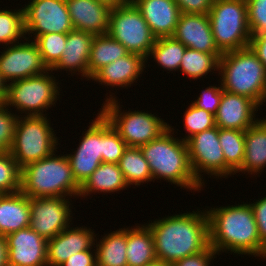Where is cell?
Here are the masks:
<instances>
[{
  "label": "cell",
  "instance_id": "cell-11",
  "mask_svg": "<svg viewBox=\"0 0 266 266\" xmlns=\"http://www.w3.org/2000/svg\"><path fill=\"white\" fill-rule=\"evenodd\" d=\"M186 143L192 171L204 187L206 182L204 174L216 180L225 178V158L219 143L217 126L195 134Z\"/></svg>",
  "mask_w": 266,
  "mask_h": 266
},
{
  "label": "cell",
  "instance_id": "cell-41",
  "mask_svg": "<svg viewBox=\"0 0 266 266\" xmlns=\"http://www.w3.org/2000/svg\"><path fill=\"white\" fill-rule=\"evenodd\" d=\"M218 85L211 84L209 87H205L206 89L201 90V93H199L197 99L191 102L196 107L204 109L205 111H208L215 115L221 102L223 90L221 83L219 84L218 82Z\"/></svg>",
  "mask_w": 266,
  "mask_h": 266
},
{
  "label": "cell",
  "instance_id": "cell-24",
  "mask_svg": "<svg viewBox=\"0 0 266 266\" xmlns=\"http://www.w3.org/2000/svg\"><path fill=\"white\" fill-rule=\"evenodd\" d=\"M266 168V119L260 117L245 130V155L242 166L235 172L257 177ZM260 174V175H259Z\"/></svg>",
  "mask_w": 266,
  "mask_h": 266
},
{
  "label": "cell",
  "instance_id": "cell-18",
  "mask_svg": "<svg viewBox=\"0 0 266 266\" xmlns=\"http://www.w3.org/2000/svg\"><path fill=\"white\" fill-rule=\"evenodd\" d=\"M71 226L47 240V266H60L71 255L89 250L95 245L94 229L83 225Z\"/></svg>",
  "mask_w": 266,
  "mask_h": 266
},
{
  "label": "cell",
  "instance_id": "cell-20",
  "mask_svg": "<svg viewBox=\"0 0 266 266\" xmlns=\"http://www.w3.org/2000/svg\"><path fill=\"white\" fill-rule=\"evenodd\" d=\"M146 58L141 55L128 53L127 55L118 58L116 61L109 63L101 68L91 79L96 84L112 87V91L117 89L133 86L137 83L144 72ZM109 86V87H108Z\"/></svg>",
  "mask_w": 266,
  "mask_h": 266
},
{
  "label": "cell",
  "instance_id": "cell-39",
  "mask_svg": "<svg viewBox=\"0 0 266 266\" xmlns=\"http://www.w3.org/2000/svg\"><path fill=\"white\" fill-rule=\"evenodd\" d=\"M251 36L266 34V0H245Z\"/></svg>",
  "mask_w": 266,
  "mask_h": 266
},
{
  "label": "cell",
  "instance_id": "cell-3",
  "mask_svg": "<svg viewBox=\"0 0 266 266\" xmlns=\"http://www.w3.org/2000/svg\"><path fill=\"white\" fill-rule=\"evenodd\" d=\"M171 125L158 138L140 147L149 163L153 182L163 179L181 189L191 190V193L192 190L193 193L200 192L205 187L192 171L187 143L175 137L178 133Z\"/></svg>",
  "mask_w": 266,
  "mask_h": 266
},
{
  "label": "cell",
  "instance_id": "cell-9",
  "mask_svg": "<svg viewBox=\"0 0 266 266\" xmlns=\"http://www.w3.org/2000/svg\"><path fill=\"white\" fill-rule=\"evenodd\" d=\"M208 16L215 44L222 54L249 46L245 0H214Z\"/></svg>",
  "mask_w": 266,
  "mask_h": 266
},
{
  "label": "cell",
  "instance_id": "cell-16",
  "mask_svg": "<svg viewBox=\"0 0 266 266\" xmlns=\"http://www.w3.org/2000/svg\"><path fill=\"white\" fill-rule=\"evenodd\" d=\"M7 266H47V240L30 227L6 237Z\"/></svg>",
  "mask_w": 266,
  "mask_h": 266
},
{
  "label": "cell",
  "instance_id": "cell-29",
  "mask_svg": "<svg viewBox=\"0 0 266 266\" xmlns=\"http://www.w3.org/2000/svg\"><path fill=\"white\" fill-rule=\"evenodd\" d=\"M128 50L108 34L94 36L88 62V80L101 68L127 55Z\"/></svg>",
  "mask_w": 266,
  "mask_h": 266
},
{
  "label": "cell",
  "instance_id": "cell-31",
  "mask_svg": "<svg viewBox=\"0 0 266 266\" xmlns=\"http://www.w3.org/2000/svg\"><path fill=\"white\" fill-rule=\"evenodd\" d=\"M180 41L176 40L173 36L156 38L154 46L150 50L146 63L153 58L157 66L163 68L167 73H176L179 71V67L186 51ZM149 58V59H148Z\"/></svg>",
  "mask_w": 266,
  "mask_h": 266
},
{
  "label": "cell",
  "instance_id": "cell-14",
  "mask_svg": "<svg viewBox=\"0 0 266 266\" xmlns=\"http://www.w3.org/2000/svg\"><path fill=\"white\" fill-rule=\"evenodd\" d=\"M72 202L64 197L30 198V228L46 240L54 238L73 225Z\"/></svg>",
  "mask_w": 266,
  "mask_h": 266
},
{
  "label": "cell",
  "instance_id": "cell-28",
  "mask_svg": "<svg viewBox=\"0 0 266 266\" xmlns=\"http://www.w3.org/2000/svg\"><path fill=\"white\" fill-rule=\"evenodd\" d=\"M95 249L97 266H128L127 265V226L104 236L96 234Z\"/></svg>",
  "mask_w": 266,
  "mask_h": 266
},
{
  "label": "cell",
  "instance_id": "cell-32",
  "mask_svg": "<svg viewBox=\"0 0 266 266\" xmlns=\"http://www.w3.org/2000/svg\"><path fill=\"white\" fill-rule=\"evenodd\" d=\"M118 165L129 188L131 185L138 187L153 181L149 163L144 158L140 147H127Z\"/></svg>",
  "mask_w": 266,
  "mask_h": 266
},
{
  "label": "cell",
  "instance_id": "cell-48",
  "mask_svg": "<svg viewBox=\"0 0 266 266\" xmlns=\"http://www.w3.org/2000/svg\"><path fill=\"white\" fill-rule=\"evenodd\" d=\"M7 97V83L0 76V104H5Z\"/></svg>",
  "mask_w": 266,
  "mask_h": 266
},
{
  "label": "cell",
  "instance_id": "cell-47",
  "mask_svg": "<svg viewBox=\"0 0 266 266\" xmlns=\"http://www.w3.org/2000/svg\"><path fill=\"white\" fill-rule=\"evenodd\" d=\"M0 266H7V242L2 235H0Z\"/></svg>",
  "mask_w": 266,
  "mask_h": 266
},
{
  "label": "cell",
  "instance_id": "cell-17",
  "mask_svg": "<svg viewBox=\"0 0 266 266\" xmlns=\"http://www.w3.org/2000/svg\"><path fill=\"white\" fill-rule=\"evenodd\" d=\"M173 37L187 48L214 54L218 59L222 56L215 44L208 14L181 13Z\"/></svg>",
  "mask_w": 266,
  "mask_h": 266
},
{
  "label": "cell",
  "instance_id": "cell-2",
  "mask_svg": "<svg viewBox=\"0 0 266 266\" xmlns=\"http://www.w3.org/2000/svg\"><path fill=\"white\" fill-rule=\"evenodd\" d=\"M210 208H205L209 219V243L218 256L225 252L264 258L266 247L260 241L248 202Z\"/></svg>",
  "mask_w": 266,
  "mask_h": 266
},
{
  "label": "cell",
  "instance_id": "cell-23",
  "mask_svg": "<svg viewBox=\"0 0 266 266\" xmlns=\"http://www.w3.org/2000/svg\"><path fill=\"white\" fill-rule=\"evenodd\" d=\"M156 38L173 36L181 10L174 0H131Z\"/></svg>",
  "mask_w": 266,
  "mask_h": 266
},
{
  "label": "cell",
  "instance_id": "cell-45",
  "mask_svg": "<svg viewBox=\"0 0 266 266\" xmlns=\"http://www.w3.org/2000/svg\"><path fill=\"white\" fill-rule=\"evenodd\" d=\"M95 245L89 250H85L74 255H71L60 266H96V249Z\"/></svg>",
  "mask_w": 266,
  "mask_h": 266
},
{
  "label": "cell",
  "instance_id": "cell-8",
  "mask_svg": "<svg viewBox=\"0 0 266 266\" xmlns=\"http://www.w3.org/2000/svg\"><path fill=\"white\" fill-rule=\"evenodd\" d=\"M49 119L48 116L34 115L18 117L9 152L20 168L44 159L54 151L59 152L60 139Z\"/></svg>",
  "mask_w": 266,
  "mask_h": 266
},
{
  "label": "cell",
  "instance_id": "cell-10",
  "mask_svg": "<svg viewBox=\"0 0 266 266\" xmlns=\"http://www.w3.org/2000/svg\"><path fill=\"white\" fill-rule=\"evenodd\" d=\"M107 34L120 42L129 53L141 55L146 59L156 40L140 10L132 1L111 8Z\"/></svg>",
  "mask_w": 266,
  "mask_h": 266
},
{
  "label": "cell",
  "instance_id": "cell-6",
  "mask_svg": "<svg viewBox=\"0 0 266 266\" xmlns=\"http://www.w3.org/2000/svg\"><path fill=\"white\" fill-rule=\"evenodd\" d=\"M109 93V96L104 98L99 112L118 132L127 147H141L158 138L169 128L168 122L151 111H131L130 108L122 110L124 106L120 105L121 101L115 93Z\"/></svg>",
  "mask_w": 266,
  "mask_h": 266
},
{
  "label": "cell",
  "instance_id": "cell-38",
  "mask_svg": "<svg viewBox=\"0 0 266 266\" xmlns=\"http://www.w3.org/2000/svg\"><path fill=\"white\" fill-rule=\"evenodd\" d=\"M126 148L124 140L103 116V162L118 164Z\"/></svg>",
  "mask_w": 266,
  "mask_h": 266
},
{
  "label": "cell",
  "instance_id": "cell-37",
  "mask_svg": "<svg viewBox=\"0 0 266 266\" xmlns=\"http://www.w3.org/2000/svg\"><path fill=\"white\" fill-rule=\"evenodd\" d=\"M188 105L182 117L186 134L181 139L185 142L195 134L216 126L215 116L212 113L196 107L193 103Z\"/></svg>",
  "mask_w": 266,
  "mask_h": 266
},
{
  "label": "cell",
  "instance_id": "cell-25",
  "mask_svg": "<svg viewBox=\"0 0 266 266\" xmlns=\"http://www.w3.org/2000/svg\"><path fill=\"white\" fill-rule=\"evenodd\" d=\"M30 198L21 191L0 194V235L30 227Z\"/></svg>",
  "mask_w": 266,
  "mask_h": 266
},
{
  "label": "cell",
  "instance_id": "cell-43",
  "mask_svg": "<svg viewBox=\"0 0 266 266\" xmlns=\"http://www.w3.org/2000/svg\"><path fill=\"white\" fill-rule=\"evenodd\" d=\"M266 196V195H265ZM250 203L256 220L261 243L266 247V197Z\"/></svg>",
  "mask_w": 266,
  "mask_h": 266
},
{
  "label": "cell",
  "instance_id": "cell-5",
  "mask_svg": "<svg viewBox=\"0 0 266 266\" xmlns=\"http://www.w3.org/2000/svg\"><path fill=\"white\" fill-rule=\"evenodd\" d=\"M217 75L224 91L247 97L261 108L266 102V69L250 46L223 53Z\"/></svg>",
  "mask_w": 266,
  "mask_h": 266
},
{
  "label": "cell",
  "instance_id": "cell-19",
  "mask_svg": "<svg viewBox=\"0 0 266 266\" xmlns=\"http://www.w3.org/2000/svg\"><path fill=\"white\" fill-rule=\"evenodd\" d=\"M260 107L251 99L222 90V98L215 116V125L223 129L245 131L259 118Z\"/></svg>",
  "mask_w": 266,
  "mask_h": 266
},
{
  "label": "cell",
  "instance_id": "cell-42",
  "mask_svg": "<svg viewBox=\"0 0 266 266\" xmlns=\"http://www.w3.org/2000/svg\"><path fill=\"white\" fill-rule=\"evenodd\" d=\"M215 250L209 246L206 250L187 256L181 260L173 262L171 266H211L214 258H217Z\"/></svg>",
  "mask_w": 266,
  "mask_h": 266
},
{
  "label": "cell",
  "instance_id": "cell-22",
  "mask_svg": "<svg viewBox=\"0 0 266 266\" xmlns=\"http://www.w3.org/2000/svg\"><path fill=\"white\" fill-rule=\"evenodd\" d=\"M93 38V34L85 31L73 29L68 32L61 59L51 71H66L70 76L77 74L81 76V80L84 78L88 81V62Z\"/></svg>",
  "mask_w": 266,
  "mask_h": 266
},
{
  "label": "cell",
  "instance_id": "cell-26",
  "mask_svg": "<svg viewBox=\"0 0 266 266\" xmlns=\"http://www.w3.org/2000/svg\"><path fill=\"white\" fill-rule=\"evenodd\" d=\"M129 185L125 180L120 167L116 163L102 162L90 177L80 186L79 196L81 200L92 198L93 194H110L127 190ZM91 195V196H90ZM83 197V198H82Z\"/></svg>",
  "mask_w": 266,
  "mask_h": 266
},
{
  "label": "cell",
  "instance_id": "cell-21",
  "mask_svg": "<svg viewBox=\"0 0 266 266\" xmlns=\"http://www.w3.org/2000/svg\"><path fill=\"white\" fill-rule=\"evenodd\" d=\"M73 28L104 35L109 30L111 7L97 0H65Z\"/></svg>",
  "mask_w": 266,
  "mask_h": 266
},
{
  "label": "cell",
  "instance_id": "cell-15",
  "mask_svg": "<svg viewBox=\"0 0 266 266\" xmlns=\"http://www.w3.org/2000/svg\"><path fill=\"white\" fill-rule=\"evenodd\" d=\"M3 49V52L0 51V76L7 84L49 70L34 40L26 38Z\"/></svg>",
  "mask_w": 266,
  "mask_h": 266
},
{
  "label": "cell",
  "instance_id": "cell-34",
  "mask_svg": "<svg viewBox=\"0 0 266 266\" xmlns=\"http://www.w3.org/2000/svg\"><path fill=\"white\" fill-rule=\"evenodd\" d=\"M0 8V45L8 46L26 39L24 9ZM5 9V10H4Z\"/></svg>",
  "mask_w": 266,
  "mask_h": 266
},
{
  "label": "cell",
  "instance_id": "cell-13",
  "mask_svg": "<svg viewBox=\"0 0 266 266\" xmlns=\"http://www.w3.org/2000/svg\"><path fill=\"white\" fill-rule=\"evenodd\" d=\"M95 115L82 138L79 137L76 150L73 148L66 154L73 177L80 186L103 162V115L100 112Z\"/></svg>",
  "mask_w": 266,
  "mask_h": 266
},
{
  "label": "cell",
  "instance_id": "cell-40",
  "mask_svg": "<svg viewBox=\"0 0 266 266\" xmlns=\"http://www.w3.org/2000/svg\"><path fill=\"white\" fill-rule=\"evenodd\" d=\"M5 104H0V153L9 151L14 139L18 115Z\"/></svg>",
  "mask_w": 266,
  "mask_h": 266
},
{
  "label": "cell",
  "instance_id": "cell-12",
  "mask_svg": "<svg viewBox=\"0 0 266 266\" xmlns=\"http://www.w3.org/2000/svg\"><path fill=\"white\" fill-rule=\"evenodd\" d=\"M23 9L28 39L35 40L46 33H68L74 29L65 0H29Z\"/></svg>",
  "mask_w": 266,
  "mask_h": 266
},
{
  "label": "cell",
  "instance_id": "cell-49",
  "mask_svg": "<svg viewBox=\"0 0 266 266\" xmlns=\"http://www.w3.org/2000/svg\"><path fill=\"white\" fill-rule=\"evenodd\" d=\"M100 1L102 3H105L107 5H109L111 8L120 6V5H124L128 2H130L131 0H97Z\"/></svg>",
  "mask_w": 266,
  "mask_h": 266
},
{
  "label": "cell",
  "instance_id": "cell-36",
  "mask_svg": "<svg viewBox=\"0 0 266 266\" xmlns=\"http://www.w3.org/2000/svg\"><path fill=\"white\" fill-rule=\"evenodd\" d=\"M21 190V168L9 151L0 153V194Z\"/></svg>",
  "mask_w": 266,
  "mask_h": 266
},
{
  "label": "cell",
  "instance_id": "cell-1",
  "mask_svg": "<svg viewBox=\"0 0 266 266\" xmlns=\"http://www.w3.org/2000/svg\"><path fill=\"white\" fill-rule=\"evenodd\" d=\"M145 223L154 237L158 260L172 264L209 246V219L206 209L178 213ZM151 221V222H150ZM153 221V222H152Z\"/></svg>",
  "mask_w": 266,
  "mask_h": 266
},
{
  "label": "cell",
  "instance_id": "cell-27",
  "mask_svg": "<svg viewBox=\"0 0 266 266\" xmlns=\"http://www.w3.org/2000/svg\"><path fill=\"white\" fill-rule=\"evenodd\" d=\"M126 255L128 266H145L157 259L154 237L145 223L127 227Z\"/></svg>",
  "mask_w": 266,
  "mask_h": 266
},
{
  "label": "cell",
  "instance_id": "cell-33",
  "mask_svg": "<svg viewBox=\"0 0 266 266\" xmlns=\"http://www.w3.org/2000/svg\"><path fill=\"white\" fill-rule=\"evenodd\" d=\"M219 70V59L214 54L203 53L198 50L186 48L182 58L179 72L187 75L186 78L194 81L200 78H207L206 75H212L214 71ZM212 72V74H211Z\"/></svg>",
  "mask_w": 266,
  "mask_h": 266
},
{
  "label": "cell",
  "instance_id": "cell-4",
  "mask_svg": "<svg viewBox=\"0 0 266 266\" xmlns=\"http://www.w3.org/2000/svg\"><path fill=\"white\" fill-rule=\"evenodd\" d=\"M56 154L21 168V192L29 198H79L80 185L73 177L70 163L64 154Z\"/></svg>",
  "mask_w": 266,
  "mask_h": 266
},
{
  "label": "cell",
  "instance_id": "cell-35",
  "mask_svg": "<svg viewBox=\"0 0 266 266\" xmlns=\"http://www.w3.org/2000/svg\"><path fill=\"white\" fill-rule=\"evenodd\" d=\"M66 40L67 33H46L34 40L48 69H52L61 59Z\"/></svg>",
  "mask_w": 266,
  "mask_h": 266
},
{
  "label": "cell",
  "instance_id": "cell-30",
  "mask_svg": "<svg viewBox=\"0 0 266 266\" xmlns=\"http://www.w3.org/2000/svg\"><path fill=\"white\" fill-rule=\"evenodd\" d=\"M219 143L225 158L227 179L235 175L242 166L245 155V131L219 128Z\"/></svg>",
  "mask_w": 266,
  "mask_h": 266
},
{
  "label": "cell",
  "instance_id": "cell-44",
  "mask_svg": "<svg viewBox=\"0 0 266 266\" xmlns=\"http://www.w3.org/2000/svg\"><path fill=\"white\" fill-rule=\"evenodd\" d=\"M185 14H208L214 0H174Z\"/></svg>",
  "mask_w": 266,
  "mask_h": 266
},
{
  "label": "cell",
  "instance_id": "cell-7",
  "mask_svg": "<svg viewBox=\"0 0 266 266\" xmlns=\"http://www.w3.org/2000/svg\"><path fill=\"white\" fill-rule=\"evenodd\" d=\"M53 74L55 72L49 69L42 74L8 83L5 105L9 109L16 108L18 116H48L47 110L52 105L56 106L62 96L61 82L56 79L57 74L56 77Z\"/></svg>",
  "mask_w": 266,
  "mask_h": 266
},
{
  "label": "cell",
  "instance_id": "cell-46",
  "mask_svg": "<svg viewBox=\"0 0 266 266\" xmlns=\"http://www.w3.org/2000/svg\"><path fill=\"white\" fill-rule=\"evenodd\" d=\"M249 46L266 69V34L251 36Z\"/></svg>",
  "mask_w": 266,
  "mask_h": 266
},
{
  "label": "cell",
  "instance_id": "cell-50",
  "mask_svg": "<svg viewBox=\"0 0 266 266\" xmlns=\"http://www.w3.org/2000/svg\"><path fill=\"white\" fill-rule=\"evenodd\" d=\"M145 266H171L169 263H165L161 260L156 259L155 261L149 263L148 265Z\"/></svg>",
  "mask_w": 266,
  "mask_h": 266
}]
</instances>
